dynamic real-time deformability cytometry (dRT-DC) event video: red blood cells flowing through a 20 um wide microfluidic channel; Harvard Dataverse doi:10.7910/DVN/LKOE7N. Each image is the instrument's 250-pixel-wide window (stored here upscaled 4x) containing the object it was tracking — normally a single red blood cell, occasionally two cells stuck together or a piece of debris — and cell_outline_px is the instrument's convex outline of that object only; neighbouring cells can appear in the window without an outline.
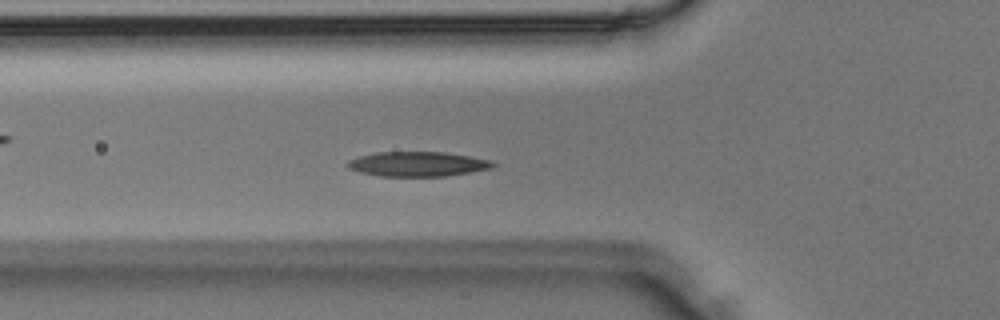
{"species": "Egyptian fruit bat (a non-hibernating species)", "species_latin": "Rousettus aegyptiacus", "temperature_condition": "room temperature", "stored_images_in_passage": 45, "camera_frame_rate_fps": 3000, "um_per_image_px": 0.085, "animal": {"sex": "male"}, "frame": {"image": 1, "passage_image": 13, "time_ms": 4.0, "image_size_px": [1000, 320], "cell_outline_px": [[496, 164], [492, 168], [472, 172], [444, 176], [380, 176], [360, 172], [348, 168], [344, 164], [348, 160], [372, 152], [444, 152], [492, 160]], "centroid_in_image_um": [35.48, 13.94], "position_along_channel_um": 90.3, "area_um2": 21.04}}
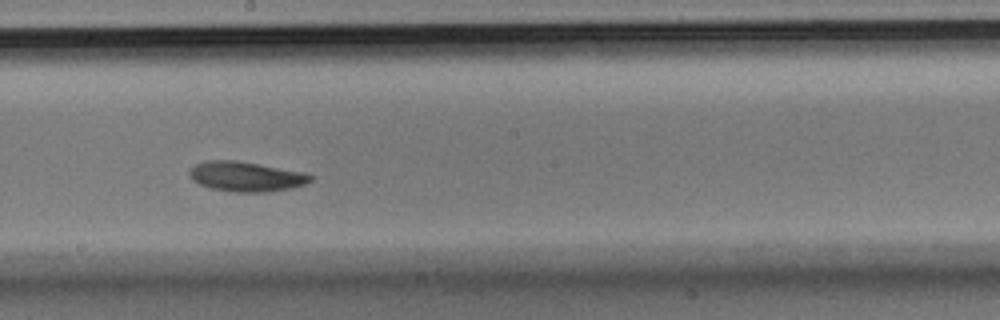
{"frame": {"image": 2, "passage_image": 23, "time_ms": 7.333, "image_size_px": [1000, 320], "cell_outline_px": [[312, 180], [304, 184], [292, 188], [268, 192], [232, 192], [212, 188], [200, 184], [192, 180], [188, 176], [188, 168], [204, 160], [236, 160], [300, 172], [312, 176]], "centroid_in_image_um": [20.83, 15.01], "position_along_channel_um": 227.4, "area_um2": 20.98}}
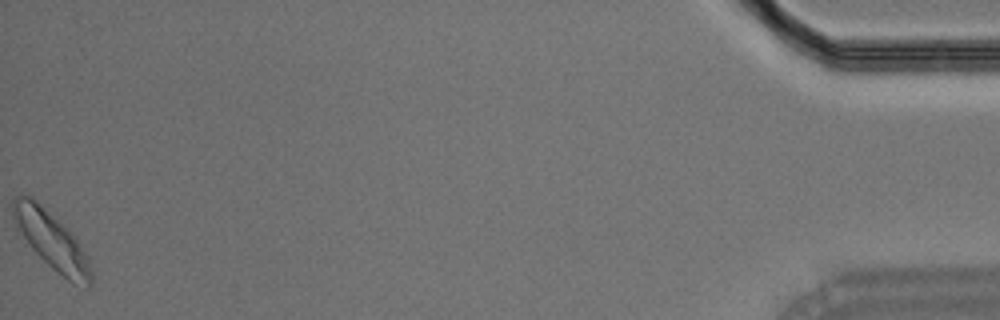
{"frame": {"image": 3, "passage_image": 45, "time_ms": 14.667, "image_size_px": [1000, 320], "cell_outline_px": [[92, 288], [88, 288], [72, 284], [56, 272], [32, 248], [12, 220], [12, 200], [20, 192], [24, 192], [32, 196], [68, 228], [88, 256], [92, 272]], "centroid_in_image_um": [4.4, 20.43], "position_along_channel_um": 430.8, "area_um2": 26.59}}